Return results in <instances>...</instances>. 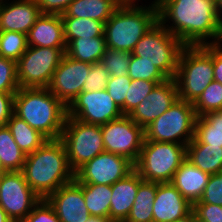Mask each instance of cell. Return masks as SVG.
I'll use <instances>...</instances> for the list:
<instances>
[{
    "label": "cell",
    "mask_w": 222,
    "mask_h": 222,
    "mask_svg": "<svg viewBox=\"0 0 222 222\" xmlns=\"http://www.w3.org/2000/svg\"><path fill=\"white\" fill-rule=\"evenodd\" d=\"M66 48L28 46L16 61L20 88H47Z\"/></svg>",
    "instance_id": "cell-10"
},
{
    "label": "cell",
    "mask_w": 222,
    "mask_h": 222,
    "mask_svg": "<svg viewBox=\"0 0 222 222\" xmlns=\"http://www.w3.org/2000/svg\"><path fill=\"white\" fill-rule=\"evenodd\" d=\"M156 183L143 180L139 186L131 211L124 222H153V202Z\"/></svg>",
    "instance_id": "cell-27"
},
{
    "label": "cell",
    "mask_w": 222,
    "mask_h": 222,
    "mask_svg": "<svg viewBox=\"0 0 222 222\" xmlns=\"http://www.w3.org/2000/svg\"><path fill=\"white\" fill-rule=\"evenodd\" d=\"M155 1L158 21L186 46L221 44L222 25L215 0Z\"/></svg>",
    "instance_id": "cell-1"
},
{
    "label": "cell",
    "mask_w": 222,
    "mask_h": 222,
    "mask_svg": "<svg viewBox=\"0 0 222 222\" xmlns=\"http://www.w3.org/2000/svg\"><path fill=\"white\" fill-rule=\"evenodd\" d=\"M216 10L218 12V17L222 25V0H215Z\"/></svg>",
    "instance_id": "cell-49"
},
{
    "label": "cell",
    "mask_w": 222,
    "mask_h": 222,
    "mask_svg": "<svg viewBox=\"0 0 222 222\" xmlns=\"http://www.w3.org/2000/svg\"><path fill=\"white\" fill-rule=\"evenodd\" d=\"M60 139L65 145L68 162L74 172L105 151L100 125L86 124L72 117L66 116Z\"/></svg>",
    "instance_id": "cell-9"
},
{
    "label": "cell",
    "mask_w": 222,
    "mask_h": 222,
    "mask_svg": "<svg viewBox=\"0 0 222 222\" xmlns=\"http://www.w3.org/2000/svg\"><path fill=\"white\" fill-rule=\"evenodd\" d=\"M186 159L210 175L222 170V148L200 144L194 138L186 145Z\"/></svg>",
    "instance_id": "cell-24"
},
{
    "label": "cell",
    "mask_w": 222,
    "mask_h": 222,
    "mask_svg": "<svg viewBox=\"0 0 222 222\" xmlns=\"http://www.w3.org/2000/svg\"><path fill=\"white\" fill-rule=\"evenodd\" d=\"M196 118L193 103L178 99L144 128L145 140L187 145L194 138Z\"/></svg>",
    "instance_id": "cell-8"
},
{
    "label": "cell",
    "mask_w": 222,
    "mask_h": 222,
    "mask_svg": "<svg viewBox=\"0 0 222 222\" xmlns=\"http://www.w3.org/2000/svg\"><path fill=\"white\" fill-rule=\"evenodd\" d=\"M124 1L105 22L104 38L107 48L132 53L136 43L158 21L156 1L139 5Z\"/></svg>",
    "instance_id": "cell-4"
},
{
    "label": "cell",
    "mask_w": 222,
    "mask_h": 222,
    "mask_svg": "<svg viewBox=\"0 0 222 222\" xmlns=\"http://www.w3.org/2000/svg\"><path fill=\"white\" fill-rule=\"evenodd\" d=\"M2 174V162H1V159H0V175Z\"/></svg>",
    "instance_id": "cell-51"
},
{
    "label": "cell",
    "mask_w": 222,
    "mask_h": 222,
    "mask_svg": "<svg viewBox=\"0 0 222 222\" xmlns=\"http://www.w3.org/2000/svg\"><path fill=\"white\" fill-rule=\"evenodd\" d=\"M185 46L157 21L136 43L131 54L152 63L169 79L176 75L179 57Z\"/></svg>",
    "instance_id": "cell-6"
},
{
    "label": "cell",
    "mask_w": 222,
    "mask_h": 222,
    "mask_svg": "<svg viewBox=\"0 0 222 222\" xmlns=\"http://www.w3.org/2000/svg\"><path fill=\"white\" fill-rule=\"evenodd\" d=\"M27 35L14 31H0V56L17 61L27 50Z\"/></svg>",
    "instance_id": "cell-32"
},
{
    "label": "cell",
    "mask_w": 222,
    "mask_h": 222,
    "mask_svg": "<svg viewBox=\"0 0 222 222\" xmlns=\"http://www.w3.org/2000/svg\"><path fill=\"white\" fill-rule=\"evenodd\" d=\"M85 222H112L106 217L90 216Z\"/></svg>",
    "instance_id": "cell-48"
},
{
    "label": "cell",
    "mask_w": 222,
    "mask_h": 222,
    "mask_svg": "<svg viewBox=\"0 0 222 222\" xmlns=\"http://www.w3.org/2000/svg\"><path fill=\"white\" fill-rule=\"evenodd\" d=\"M130 60V52L107 48L101 63L107 69L110 77H120L128 75Z\"/></svg>",
    "instance_id": "cell-34"
},
{
    "label": "cell",
    "mask_w": 222,
    "mask_h": 222,
    "mask_svg": "<svg viewBox=\"0 0 222 222\" xmlns=\"http://www.w3.org/2000/svg\"><path fill=\"white\" fill-rule=\"evenodd\" d=\"M193 106L197 117L222 110V84L213 80L193 103Z\"/></svg>",
    "instance_id": "cell-31"
},
{
    "label": "cell",
    "mask_w": 222,
    "mask_h": 222,
    "mask_svg": "<svg viewBox=\"0 0 222 222\" xmlns=\"http://www.w3.org/2000/svg\"><path fill=\"white\" fill-rule=\"evenodd\" d=\"M193 211L198 222H222V206L210 203H194Z\"/></svg>",
    "instance_id": "cell-42"
},
{
    "label": "cell",
    "mask_w": 222,
    "mask_h": 222,
    "mask_svg": "<svg viewBox=\"0 0 222 222\" xmlns=\"http://www.w3.org/2000/svg\"><path fill=\"white\" fill-rule=\"evenodd\" d=\"M19 88L16 61L0 56V92L16 93Z\"/></svg>",
    "instance_id": "cell-36"
},
{
    "label": "cell",
    "mask_w": 222,
    "mask_h": 222,
    "mask_svg": "<svg viewBox=\"0 0 222 222\" xmlns=\"http://www.w3.org/2000/svg\"><path fill=\"white\" fill-rule=\"evenodd\" d=\"M186 159V145L144 140L135 170L145 181L170 183Z\"/></svg>",
    "instance_id": "cell-7"
},
{
    "label": "cell",
    "mask_w": 222,
    "mask_h": 222,
    "mask_svg": "<svg viewBox=\"0 0 222 222\" xmlns=\"http://www.w3.org/2000/svg\"><path fill=\"white\" fill-rule=\"evenodd\" d=\"M134 169L128 158L104 151L81 166L75 172V179L82 184L113 185Z\"/></svg>",
    "instance_id": "cell-13"
},
{
    "label": "cell",
    "mask_w": 222,
    "mask_h": 222,
    "mask_svg": "<svg viewBox=\"0 0 222 222\" xmlns=\"http://www.w3.org/2000/svg\"><path fill=\"white\" fill-rule=\"evenodd\" d=\"M28 46L66 48L61 15L41 14L27 34Z\"/></svg>",
    "instance_id": "cell-20"
},
{
    "label": "cell",
    "mask_w": 222,
    "mask_h": 222,
    "mask_svg": "<svg viewBox=\"0 0 222 222\" xmlns=\"http://www.w3.org/2000/svg\"><path fill=\"white\" fill-rule=\"evenodd\" d=\"M195 203H210L222 206V173L210 176L201 199Z\"/></svg>",
    "instance_id": "cell-40"
},
{
    "label": "cell",
    "mask_w": 222,
    "mask_h": 222,
    "mask_svg": "<svg viewBox=\"0 0 222 222\" xmlns=\"http://www.w3.org/2000/svg\"><path fill=\"white\" fill-rule=\"evenodd\" d=\"M90 70V63L72 59L64 54L47 88L68 107L82 92V87Z\"/></svg>",
    "instance_id": "cell-15"
},
{
    "label": "cell",
    "mask_w": 222,
    "mask_h": 222,
    "mask_svg": "<svg viewBox=\"0 0 222 222\" xmlns=\"http://www.w3.org/2000/svg\"><path fill=\"white\" fill-rule=\"evenodd\" d=\"M210 176L185 159L175 171L171 183L193 205L201 199Z\"/></svg>",
    "instance_id": "cell-22"
},
{
    "label": "cell",
    "mask_w": 222,
    "mask_h": 222,
    "mask_svg": "<svg viewBox=\"0 0 222 222\" xmlns=\"http://www.w3.org/2000/svg\"><path fill=\"white\" fill-rule=\"evenodd\" d=\"M193 210V205L170 183H156L153 222H174Z\"/></svg>",
    "instance_id": "cell-19"
},
{
    "label": "cell",
    "mask_w": 222,
    "mask_h": 222,
    "mask_svg": "<svg viewBox=\"0 0 222 222\" xmlns=\"http://www.w3.org/2000/svg\"><path fill=\"white\" fill-rule=\"evenodd\" d=\"M16 144L27 155L36 151L48 138L40 131L31 128L23 119L14 113L6 123Z\"/></svg>",
    "instance_id": "cell-26"
},
{
    "label": "cell",
    "mask_w": 222,
    "mask_h": 222,
    "mask_svg": "<svg viewBox=\"0 0 222 222\" xmlns=\"http://www.w3.org/2000/svg\"><path fill=\"white\" fill-rule=\"evenodd\" d=\"M13 113L48 139H60L67 107L48 88H19Z\"/></svg>",
    "instance_id": "cell-3"
},
{
    "label": "cell",
    "mask_w": 222,
    "mask_h": 222,
    "mask_svg": "<svg viewBox=\"0 0 222 222\" xmlns=\"http://www.w3.org/2000/svg\"><path fill=\"white\" fill-rule=\"evenodd\" d=\"M112 185L83 184V196L91 216L109 218Z\"/></svg>",
    "instance_id": "cell-29"
},
{
    "label": "cell",
    "mask_w": 222,
    "mask_h": 222,
    "mask_svg": "<svg viewBox=\"0 0 222 222\" xmlns=\"http://www.w3.org/2000/svg\"><path fill=\"white\" fill-rule=\"evenodd\" d=\"M14 95L15 93L0 92V127L6 126L14 112Z\"/></svg>",
    "instance_id": "cell-44"
},
{
    "label": "cell",
    "mask_w": 222,
    "mask_h": 222,
    "mask_svg": "<svg viewBox=\"0 0 222 222\" xmlns=\"http://www.w3.org/2000/svg\"><path fill=\"white\" fill-rule=\"evenodd\" d=\"M163 82H152L147 80H131L129 90L124 102V115H129L157 84Z\"/></svg>",
    "instance_id": "cell-35"
},
{
    "label": "cell",
    "mask_w": 222,
    "mask_h": 222,
    "mask_svg": "<svg viewBox=\"0 0 222 222\" xmlns=\"http://www.w3.org/2000/svg\"><path fill=\"white\" fill-rule=\"evenodd\" d=\"M22 222H61L54 208L46 199H41Z\"/></svg>",
    "instance_id": "cell-41"
},
{
    "label": "cell",
    "mask_w": 222,
    "mask_h": 222,
    "mask_svg": "<svg viewBox=\"0 0 222 222\" xmlns=\"http://www.w3.org/2000/svg\"><path fill=\"white\" fill-rule=\"evenodd\" d=\"M0 222H13L4 211V209L0 206Z\"/></svg>",
    "instance_id": "cell-50"
},
{
    "label": "cell",
    "mask_w": 222,
    "mask_h": 222,
    "mask_svg": "<svg viewBox=\"0 0 222 222\" xmlns=\"http://www.w3.org/2000/svg\"><path fill=\"white\" fill-rule=\"evenodd\" d=\"M21 171H5L0 175V206L13 222H22L40 202Z\"/></svg>",
    "instance_id": "cell-12"
},
{
    "label": "cell",
    "mask_w": 222,
    "mask_h": 222,
    "mask_svg": "<svg viewBox=\"0 0 222 222\" xmlns=\"http://www.w3.org/2000/svg\"><path fill=\"white\" fill-rule=\"evenodd\" d=\"M26 154L16 144L7 126L0 127V159L2 173L5 171H22Z\"/></svg>",
    "instance_id": "cell-28"
},
{
    "label": "cell",
    "mask_w": 222,
    "mask_h": 222,
    "mask_svg": "<svg viewBox=\"0 0 222 222\" xmlns=\"http://www.w3.org/2000/svg\"><path fill=\"white\" fill-rule=\"evenodd\" d=\"M179 99L174 78L157 84L149 95L128 115L136 124L147 127Z\"/></svg>",
    "instance_id": "cell-16"
},
{
    "label": "cell",
    "mask_w": 222,
    "mask_h": 222,
    "mask_svg": "<svg viewBox=\"0 0 222 222\" xmlns=\"http://www.w3.org/2000/svg\"><path fill=\"white\" fill-rule=\"evenodd\" d=\"M107 45L104 36L93 38H76L71 40L65 54L72 59L94 64L101 62Z\"/></svg>",
    "instance_id": "cell-25"
},
{
    "label": "cell",
    "mask_w": 222,
    "mask_h": 222,
    "mask_svg": "<svg viewBox=\"0 0 222 222\" xmlns=\"http://www.w3.org/2000/svg\"><path fill=\"white\" fill-rule=\"evenodd\" d=\"M109 77L107 69L101 62L91 64V70L84 82L82 92H97L106 89Z\"/></svg>",
    "instance_id": "cell-39"
},
{
    "label": "cell",
    "mask_w": 222,
    "mask_h": 222,
    "mask_svg": "<svg viewBox=\"0 0 222 222\" xmlns=\"http://www.w3.org/2000/svg\"><path fill=\"white\" fill-rule=\"evenodd\" d=\"M106 152L137 162L145 140L144 128L136 124L128 115L100 125Z\"/></svg>",
    "instance_id": "cell-11"
},
{
    "label": "cell",
    "mask_w": 222,
    "mask_h": 222,
    "mask_svg": "<svg viewBox=\"0 0 222 222\" xmlns=\"http://www.w3.org/2000/svg\"><path fill=\"white\" fill-rule=\"evenodd\" d=\"M194 139L200 144L222 148V130L212 129L211 125L202 116L196 118Z\"/></svg>",
    "instance_id": "cell-37"
},
{
    "label": "cell",
    "mask_w": 222,
    "mask_h": 222,
    "mask_svg": "<svg viewBox=\"0 0 222 222\" xmlns=\"http://www.w3.org/2000/svg\"><path fill=\"white\" fill-rule=\"evenodd\" d=\"M122 115L106 89L81 92L67 107L68 117L86 124L102 125Z\"/></svg>",
    "instance_id": "cell-14"
},
{
    "label": "cell",
    "mask_w": 222,
    "mask_h": 222,
    "mask_svg": "<svg viewBox=\"0 0 222 222\" xmlns=\"http://www.w3.org/2000/svg\"><path fill=\"white\" fill-rule=\"evenodd\" d=\"M142 181L143 179L134 169L112 185L109 211L111 221L124 222L126 220L137 195L138 186Z\"/></svg>",
    "instance_id": "cell-21"
},
{
    "label": "cell",
    "mask_w": 222,
    "mask_h": 222,
    "mask_svg": "<svg viewBox=\"0 0 222 222\" xmlns=\"http://www.w3.org/2000/svg\"><path fill=\"white\" fill-rule=\"evenodd\" d=\"M41 15L36 0H4L0 2V31L28 34Z\"/></svg>",
    "instance_id": "cell-18"
},
{
    "label": "cell",
    "mask_w": 222,
    "mask_h": 222,
    "mask_svg": "<svg viewBox=\"0 0 222 222\" xmlns=\"http://www.w3.org/2000/svg\"><path fill=\"white\" fill-rule=\"evenodd\" d=\"M46 200L61 222H85L91 216L85 204L83 184L76 179L58 188Z\"/></svg>",
    "instance_id": "cell-17"
},
{
    "label": "cell",
    "mask_w": 222,
    "mask_h": 222,
    "mask_svg": "<svg viewBox=\"0 0 222 222\" xmlns=\"http://www.w3.org/2000/svg\"><path fill=\"white\" fill-rule=\"evenodd\" d=\"M174 222H198L196 218V214L192 210L189 214L185 215L182 218L175 220Z\"/></svg>",
    "instance_id": "cell-47"
},
{
    "label": "cell",
    "mask_w": 222,
    "mask_h": 222,
    "mask_svg": "<svg viewBox=\"0 0 222 222\" xmlns=\"http://www.w3.org/2000/svg\"><path fill=\"white\" fill-rule=\"evenodd\" d=\"M131 84V78L126 76L109 77L106 90L115 104L121 109L124 115V102Z\"/></svg>",
    "instance_id": "cell-38"
},
{
    "label": "cell",
    "mask_w": 222,
    "mask_h": 222,
    "mask_svg": "<svg viewBox=\"0 0 222 222\" xmlns=\"http://www.w3.org/2000/svg\"><path fill=\"white\" fill-rule=\"evenodd\" d=\"M174 79L179 99L194 103L214 80L212 44L185 46Z\"/></svg>",
    "instance_id": "cell-5"
},
{
    "label": "cell",
    "mask_w": 222,
    "mask_h": 222,
    "mask_svg": "<svg viewBox=\"0 0 222 222\" xmlns=\"http://www.w3.org/2000/svg\"><path fill=\"white\" fill-rule=\"evenodd\" d=\"M123 0H74L61 17L90 18L106 22Z\"/></svg>",
    "instance_id": "cell-23"
},
{
    "label": "cell",
    "mask_w": 222,
    "mask_h": 222,
    "mask_svg": "<svg viewBox=\"0 0 222 222\" xmlns=\"http://www.w3.org/2000/svg\"><path fill=\"white\" fill-rule=\"evenodd\" d=\"M212 127V129L222 130V110L213 111L202 116Z\"/></svg>",
    "instance_id": "cell-46"
},
{
    "label": "cell",
    "mask_w": 222,
    "mask_h": 222,
    "mask_svg": "<svg viewBox=\"0 0 222 222\" xmlns=\"http://www.w3.org/2000/svg\"><path fill=\"white\" fill-rule=\"evenodd\" d=\"M128 76L131 80H147L165 82L168 78L152 63L140 60V57L131 54Z\"/></svg>",
    "instance_id": "cell-33"
},
{
    "label": "cell",
    "mask_w": 222,
    "mask_h": 222,
    "mask_svg": "<svg viewBox=\"0 0 222 222\" xmlns=\"http://www.w3.org/2000/svg\"><path fill=\"white\" fill-rule=\"evenodd\" d=\"M66 44L76 38L104 36V22L90 18L61 17Z\"/></svg>",
    "instance_id": "cell-30"
},
{
    "label": "cell",
    "mask_w": 222,
    "mask_h": 222,
    "mask_svg": "<svg viewBox=\"0 0 222 222\" xmlns=\"http://www.w3.org/2000/svg\"><path fill=\"white\" fill-rule=\"evenodd\" d=\"M214 80L222 84V43L212 44Z\"/></svg>",
    "instance_id": "cell-45"
},
{
    "label": "cell",
    "mask_w": 222,
    "mask_h": 222,
    "mask_svg": "<svg viewBox=\"0 0 222 222\" xmlns=\"http://www.w3.org/2000/svg\"><path fill=\"white\" fill-rule=\"evenodd\" d=\"M28 186L42 199L75 179L61 139H48L27 154L22 171Z\"/></svg>",
    "instance_id": "cell-2"
},
{
    "label": "cell",
    "mask_w": 222,
    "mask_h": 222,
    "mask_svg": "<svg viewBox=\"0 0 222 222\" xmlns=\"http://www.w3.org/2000/svg\"><path fill=\"white\" fill-rule=\"evenodd\" d=\"M123 1H138L139 2L140 0H123Z\"/></svg>",
    "instance_id": "cell-52"
},
{
    "label": "cell",
    "mask_w": 222,
    "mask_h": 222,
    "mask_svg": "<svg viewBox=\"0 0 222 222\" xmlns=\"http://www.w3.org/2000/svg\"><path fill=\"white\" fill-rule=\"evenodd\" d=\"M74 0H36L41 14L62 15Z\"/></svg>",
    "instance_id": "cell-43"
}]
</instances>
